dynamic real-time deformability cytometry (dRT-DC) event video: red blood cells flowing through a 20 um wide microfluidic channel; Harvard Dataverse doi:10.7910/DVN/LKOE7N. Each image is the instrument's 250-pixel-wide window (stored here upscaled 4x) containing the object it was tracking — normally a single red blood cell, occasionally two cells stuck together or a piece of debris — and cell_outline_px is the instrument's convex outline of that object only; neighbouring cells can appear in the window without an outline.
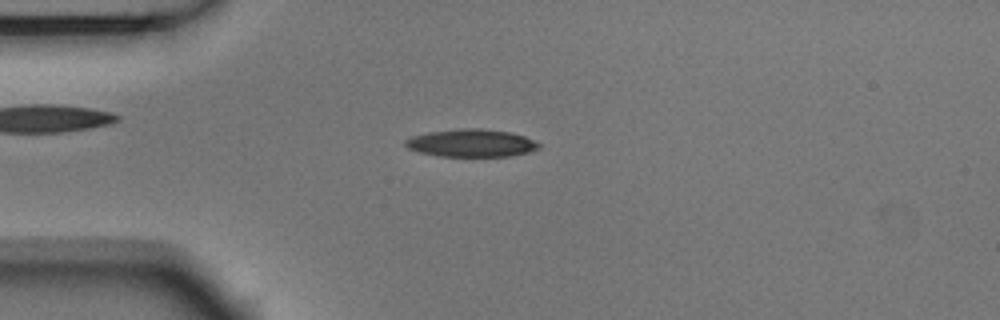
{"species": "Egyptian fruit bat (a non-hibernating species)", "species_latin": "Rousettus aegyptiacus", "temperature_condition": "room temperature", "stored_images_in_passage": 6, "camera_frame_rate_fps": 3000, "um_per_image_px": 0.085, "animal": {"sex": "male"}, "frame": {"image": 1, "passage_image": 4, "time_ms": 1.0, "image_size_px": [1000, 320], "cell_outline_px": [[540, 148], [528, 152], [508, 156], [440, 156], [420, 152], [408, 148], [404, 144], [404, 140], [412, 136], [428, 132], [460, 128], [480, 128], [512, 132], [524, 136], [540, 144]], "centroid_in_image_um": [40.05, 12.15], "position_along_channel_um": 44.9, "area_um2": 21.5}}
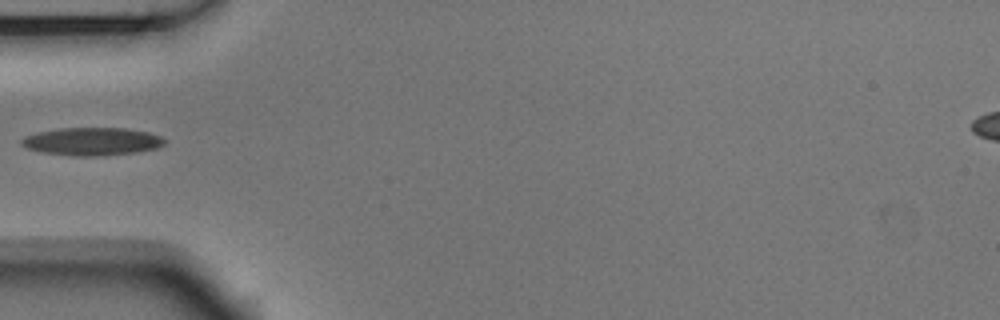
{"frame": {"image": 2, "passage_image": 5, "time_ms": 1.333, "image_size_px": [1000, 320], "cell_outline_px": [[164, 144], [156, 148], [136, 152], [96, 156], [76, 156], [44, 152], [28, 148], [20, 144], [20, 140], [24, 136], [36, 132], [60, 128], [124, 128], [148, 132], [160, 136], [164, 140]], "centroid_in_image_um": [7.79, 12.01], "position_along_channel_um": 77.2, "area_um2": 23.06}}
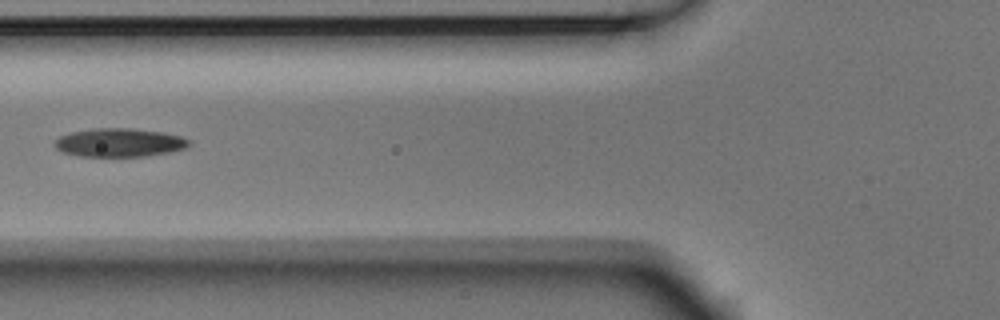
{"frame": {"image": 3, "passage_image": 6, "time_ms": 1.667, "image_size_px": [1000, 320], "cell_outline_px": [[192, 144], [184, 148], [168, 152], [144, 156], [80, 156], [64, 152], [56, 148], [52, 144], [60, 136], [72, 132], [92, 128], [128, 128], [164, 132], [180, 136], [188, 140]], "centroid_in_image_um": [10.13, 12.11], "position_along_channel_um": 115.7, "area_um2": 22.14}}